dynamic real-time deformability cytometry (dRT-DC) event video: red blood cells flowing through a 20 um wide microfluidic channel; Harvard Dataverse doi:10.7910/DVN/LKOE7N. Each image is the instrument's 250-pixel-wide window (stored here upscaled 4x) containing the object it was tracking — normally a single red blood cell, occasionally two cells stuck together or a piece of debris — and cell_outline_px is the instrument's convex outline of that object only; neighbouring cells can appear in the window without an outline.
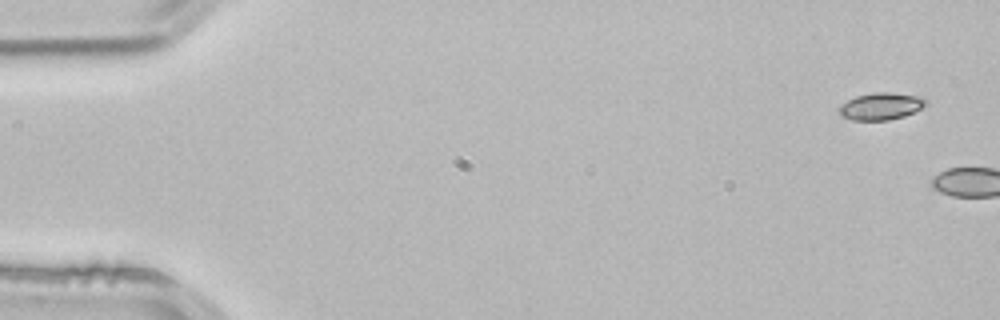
{"species": "common noctule bat (a hibernating species)", "species_latin": "Nyctalus noctula", "temperature_condition": "room temperature", "stored_images_in_passage": 5, "camera_frame_rate_fps": 3000, "um_per_image_px": 0.085, "animal": {"sex": "male", "body_mass_g": 21.5, "forearm_length_mm": 52.0}, "frame": {"image": 1, "passage_image": 1, "time_ms": 0.0, "image_size_px": [1000, 320], "cell_outline_px": [[928, 104], [904, 116], [888, 120], [852, 120], [840, 116], [836, 108], [848, 100], [856, 96], [876, 92], [888, 92], [924, 96], [928, 100]], "centroid_in_image_um": [74.88, 9.02], "position_along_channel_um": 10.1, "area_um2": 13.87}}